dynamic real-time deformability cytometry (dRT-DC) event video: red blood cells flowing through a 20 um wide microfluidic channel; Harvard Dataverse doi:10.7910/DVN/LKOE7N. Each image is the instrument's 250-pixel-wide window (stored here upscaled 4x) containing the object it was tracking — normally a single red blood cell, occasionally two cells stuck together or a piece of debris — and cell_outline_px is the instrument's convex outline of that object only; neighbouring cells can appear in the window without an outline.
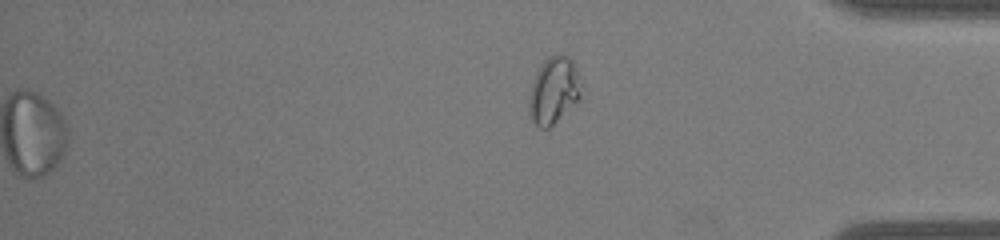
{"species": "common noctule bat (a hibernating species)", "species_latin": "Nyctalus noctula", "temperature_condition": "warm", "stored_images_in_passage": 34, "segment_of_instrument_passage": [2, 2], "camera_frame_rate_fps": 3000, "um_per_image_px": 0.085, "animal": {"sex": "male", "body_mass_g": 19.0, "forearm_length_mm": 50.8}, "frame": {"image": 1, "passage_image": 34, "time_ms": 11.0, "image_size_px": [1000, 240], "cell_outline_px": [[580, 96], [548, 128], [540, 128], [532, 120], [528, 112], [528, 100], [532, 84], [536, 72], [544, 60], [548, 56], [556, 52], [560, 52], [568, 56], [572, 60], [576, 72]], "centroid_in_image_um": [46.99, 7.63], "position_along_channel_um": 388.2, "area_um2": 19.65}}